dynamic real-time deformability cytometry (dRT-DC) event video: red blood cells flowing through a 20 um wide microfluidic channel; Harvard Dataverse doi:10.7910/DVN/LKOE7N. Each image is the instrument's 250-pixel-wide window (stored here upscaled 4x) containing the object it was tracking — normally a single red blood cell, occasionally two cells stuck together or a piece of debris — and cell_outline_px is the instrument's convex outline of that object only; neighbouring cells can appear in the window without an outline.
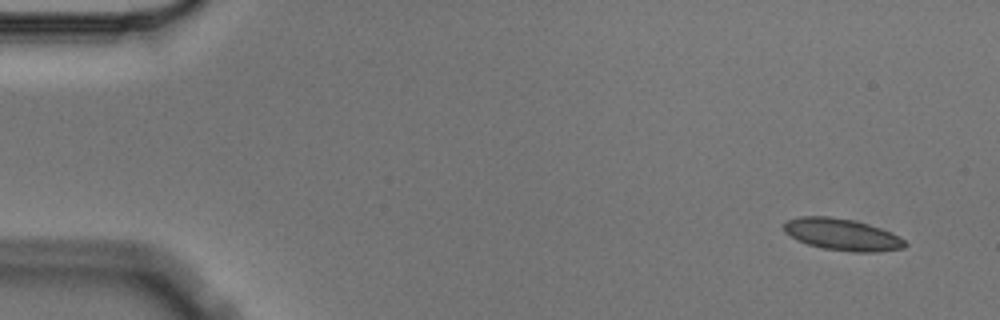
{"species": "Egyptian fruit bat (a non-hibernating species)", "species_latin": "Rousettus aegyptiacus", "temperature_condition": "cold", "stored_images_in_passage": 4, "segment_of_instrument_passage": [2, 2], "camera_frame_rate_fps": 3000, "um_per_image_px": 0.085, "animal": {"sex": "male"}, "frame": {"image": 1, "passage_image": 4, "time_ms": 1.0, "image_size_px": [1000, 320], "cell_outline_px": [[908, 244], [904, 248], [876, 252], [852, 252], [824, 248], [808, 244], [796, 240], [784, 232], [784, 224], [788, 220], [800, 216], [828, 216], [852, 220], [868, 224], [880, 228], [900, 236]], "centroid_in_image_um": [71.58, 19.94], "position_along_channel_um": 13.4, "area_um2": 22.37}}